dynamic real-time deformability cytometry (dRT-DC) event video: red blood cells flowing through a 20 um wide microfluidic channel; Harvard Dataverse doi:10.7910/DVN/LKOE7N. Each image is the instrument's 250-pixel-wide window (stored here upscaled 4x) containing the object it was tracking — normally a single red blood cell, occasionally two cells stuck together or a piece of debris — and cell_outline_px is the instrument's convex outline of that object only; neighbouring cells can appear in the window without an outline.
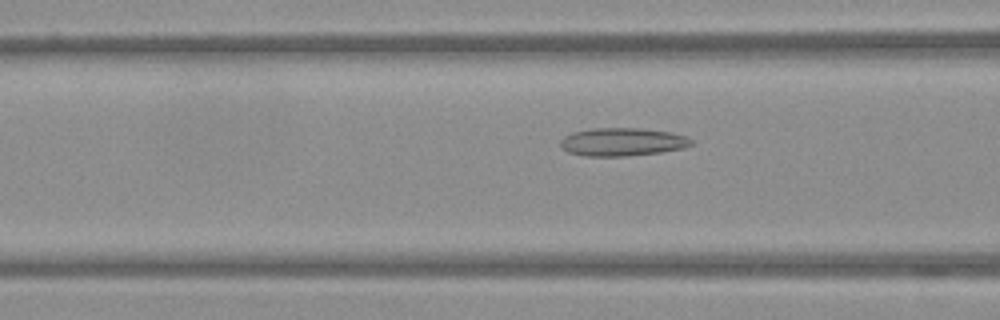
{"species": "Egyptian fruit bat (a non-hibernating species)", "species_latin": "Rousettus aegyptiacus", "temperature_condition": "warm", "stored_images_in_passage": 36, "camera_frame_rate_fps": 3000, "um_per_image_px": 0.085, "frame": {"image": 1, "passage_image": 10, "time_ms": 3.0, "image_size_px": [1000, 320], "cell_outline_px": [[692, 144], [684, 148], [660, 152], [624, 156], [584, 156], [568, 152], [560, 148], [560, 140], [564, 136], [572, 132], [592, 128], [640, 128], [672, 132], [688, 136], [692, 140]], "centroid_in_image_um": [52.88, 12.06], "position_along_channel_um": 113.7, "area_um2": 21.62}}
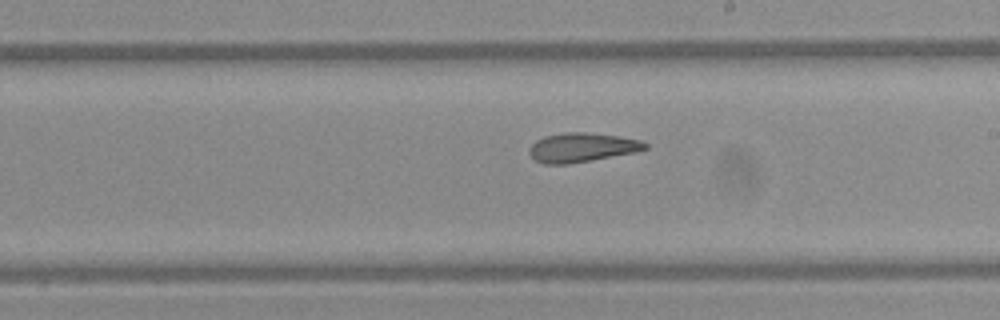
{"frame": {"image": 2, "passage_image": 20, "time_ms": 6.333, "image_size_px": [1000, 320], "cell_outline_px": [[648, 148], [636, 152], [592, 160], [568, 164], [544, 164], [536, 160], [528, 152], [528, 148], [536, 140], [544, 136], [564, 132], [584, 132], [620, 136], [640, 140], [648, 144]], "centroid_in_image_um": [49.46, 12.53], "position_along_channel_um": 239.5, "area_um2": 19.77}}
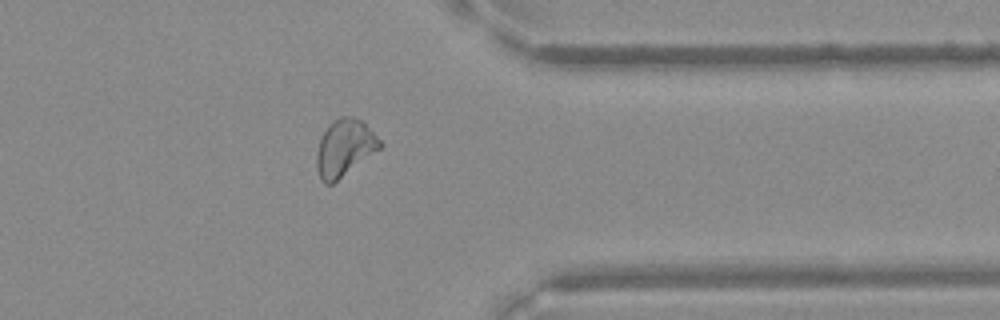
{"frame": {"image": 3, "passage_image": 32, "time_ms": 10.333, "image_size_px": [1000, 320], "cell_outline_px": [[384, 144], [380, 148], [332, 184], [324, 184], [320, 180], [316, 168], [316, 152], [320, 140], [328, 124], [332, 120], [340, 116], [352, 116], [360, 120]], "centroid_in_image_um": [29.24, 12.57], "position_along_channel_um": 382.2, "area_um2": 20.75}}